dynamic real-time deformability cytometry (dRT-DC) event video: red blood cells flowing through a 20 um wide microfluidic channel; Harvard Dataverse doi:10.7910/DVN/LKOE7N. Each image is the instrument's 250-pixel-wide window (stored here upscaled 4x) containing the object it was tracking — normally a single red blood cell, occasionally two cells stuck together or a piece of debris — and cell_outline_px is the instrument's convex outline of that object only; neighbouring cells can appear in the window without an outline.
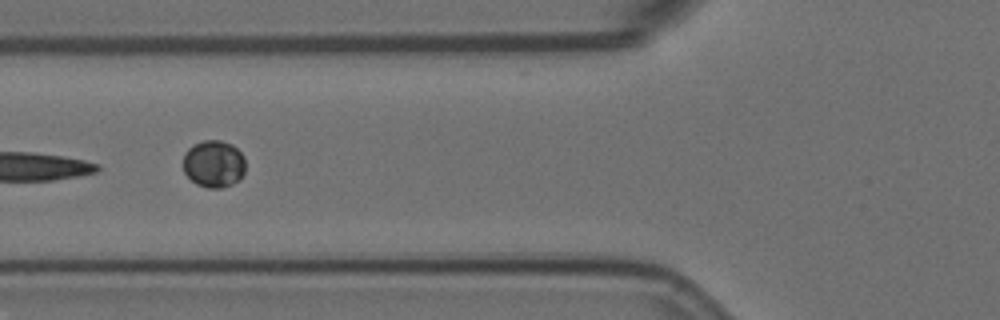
{"species": "Egyptian fruit bat (a non-hibernating species)", "species_latin": "Rousettus aegyptiacus", "temperature_condition": "room temperature", "stored_images_in_passage": 7, "segment_of_instrument_passage": [2, 2], "camera_frame_rate_fps": 3000, "um_per_image_px": 0.085, "animal": {"sex": "female"}, "frame": {"image": 1, "passage_image": 7, "time_ms": 2.0, "image_size_px": [1000, 320], "cell_outline_px": [[244, 172], [232, 184], [220, 188], [208, 188], [196, 184], [184, 172], [184, 152], [192, 144], [204, 140], [220, 140], [232, 144], [244, 156]], "centroid_in_image_um": [18.15, 13.91], "position_along_channel_um": 107.7, "area_um2": 17.05}}